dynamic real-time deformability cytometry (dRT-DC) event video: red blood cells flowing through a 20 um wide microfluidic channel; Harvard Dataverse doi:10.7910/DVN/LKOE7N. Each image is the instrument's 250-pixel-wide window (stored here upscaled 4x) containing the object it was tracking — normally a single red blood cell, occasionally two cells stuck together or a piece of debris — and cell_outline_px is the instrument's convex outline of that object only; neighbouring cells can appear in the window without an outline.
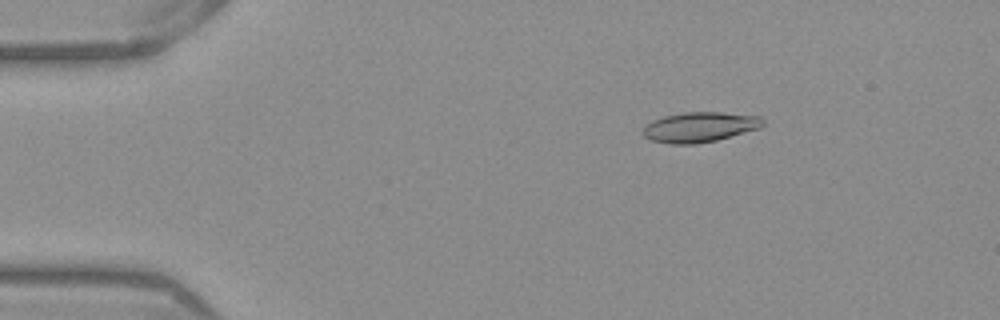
{"species": "Egyptian fruit bat (a non-hibernating species)", "species_latin": "Rousettus aegyptiacus", "temperature_condition": "warm", "stored_images_in_passage": 45, "camera_frame_rate_fps": 3000, "um_per_image_px": 0.085, "frame": {"image": 1, "passage_image": 1, "time_ms": 0.0, "image_size_px": [1000, 320], "cell_outline_px": [[764, 124], [760, 128], [716, 140], [696, 144], [668, 144], [648, 140], [640, 132], [652, 120], [664, 116], [684, 112], [720, 112], [760, 116], [764, 120]], "centroid_in_image_um": [59.45, 10.81], "position_along_channel_um": 25.6, "area_um2": 21.15}}
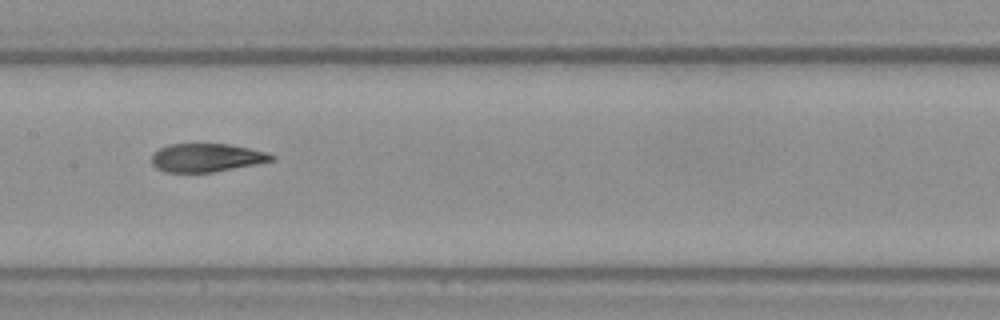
{"frame": {"image": 2, "passage_image": 19, "time_ms": 6.0, "image_size_px": [1000, 320], "cell_outline_px": [[276, 160], [216, 172], [164, 172], [156, 168], [152, 164], [152, 156], [160, 148], [168, 144], [228, 144], [248, 148], [264, 152], [276, 156]], "centroid_in_image_um": [17.56, 13.41], "position_along_channel_um": 189.8, "area_um2": 19.77}}
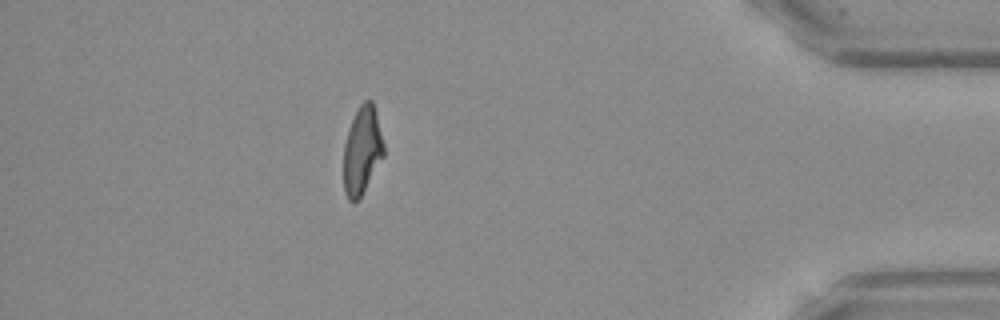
{"frame": {"image": 3, "passage_image": 39, "time_ms": 12.667, "image_size_px": [1000, 320], "cell_outline_px": [[384, 156], [360, 196], [352, 204], [348, 200], [344, 192], [344, 144], [352, 120], [360, 104], [364, 100], [372, 100], [376, 112], [384, 144]], "centroid_in_image_um": [30.78, 12.79], "position_along_channel_um": 404.4, "area_um2": 20.29}, "authors_computed_cell_mechanics": {"area_um2": 20.8658, "velocity_mm_per_s": 3.9043, "shape_relaxation_time_tau1_ms": null, "shape_relaxation_time_tau2_ms": 1.8322, "deformation_change_tau1": null, "deformation_change_tau2": 0.093}}